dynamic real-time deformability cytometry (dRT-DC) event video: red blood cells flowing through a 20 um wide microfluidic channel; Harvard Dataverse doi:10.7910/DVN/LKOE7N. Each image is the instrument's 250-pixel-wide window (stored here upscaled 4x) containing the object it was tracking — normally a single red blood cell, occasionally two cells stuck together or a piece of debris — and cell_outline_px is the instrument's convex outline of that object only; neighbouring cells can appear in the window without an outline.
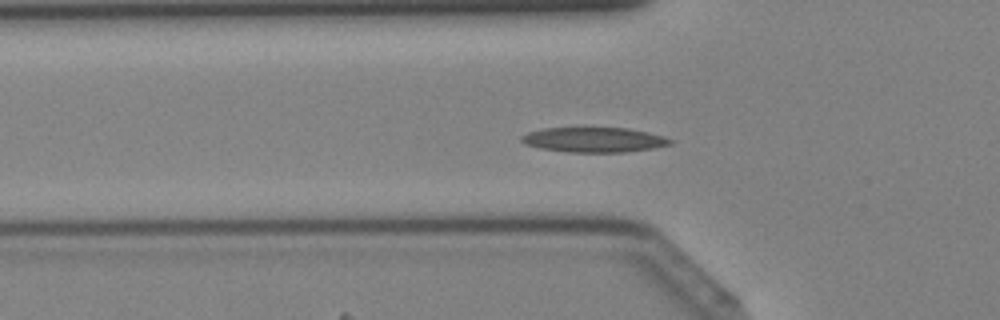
{"species": "Egyptian fruit bat (a non-hibernating species)", "species_latin": "Rousettus aegyptiacus", "temperature_condition": "cold", "stored_images_in_passage": 42, "camera_frame_rate_fps": 3000, "um_per_image_px": 0.085, "animal": {"sex": "female"}, "frame": {"image": 1, "passage_image": 14, "time_ms": 4.333, "image_size_px": [1000, 320], "cell_outline_px": [[676, 140], [672, 144], [652, 148], [624, 152], [568, 152], [540, 148], [524, 144], [520, 140], [520, 136], [528, 132], [544, 128], [580, 124], [584, 124], [628, 128], [648, 132], [664, 136]], "centroid_in_image_um": [50.46, 11.82], "position_along_channel_um": 75.3, "area_um2": 22.95}}
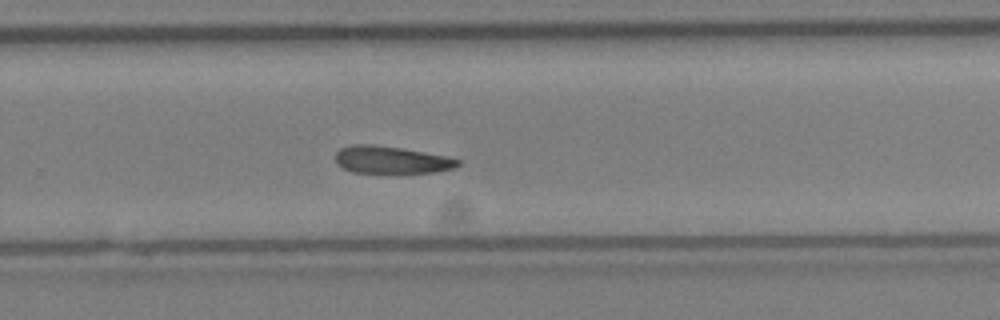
{"frame": {"image": 2, "passage_image": 28, "time_ms": 9.0, "image_size_px": [1000, 320], "cell_outline_px": [[460, 164], [456, 168], [436, 172], [352, 172], [336, 164], [336, 152], [340, 148], [352, 144], [372, 144], [400, 148], [448, 156], [460, 160]], "centroid_in_image_um": [33.27, 13.58], "position_along_channel_um": 296.5, "area_um2": 19.42}}
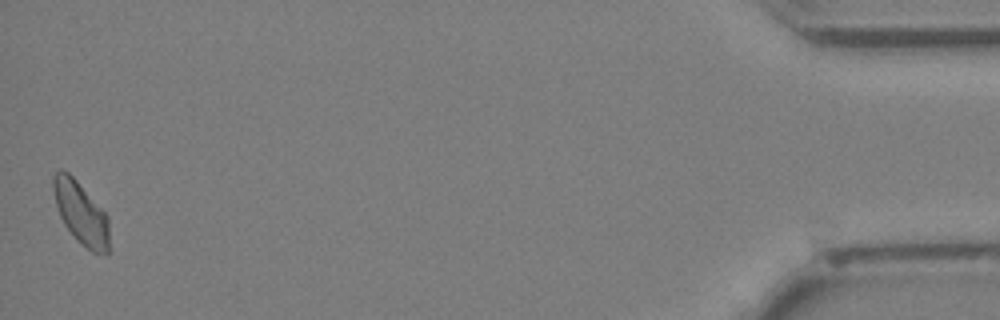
{"frame": {"image": 3, "passage_image": 42, "time_ms": 13.667, "image_size_px": [1000, 320], "cell_outline_px": [[108, 252], [92, 252], [64, 224], [60, 216], [56, 204], [52, 188], [52, 176], [60, 168], [68, 172], [76, 180], [108, 216]], "centroid_in_image_um": [6.84, 18.03], "position_along_channel_um": 428.4, "area_um2": 19.65}}